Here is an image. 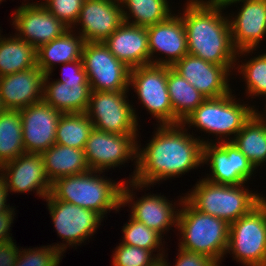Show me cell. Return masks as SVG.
<instances>
[{
    "label": "cell",
    "instance_id": "cell-1",
    "mask_svg": "<svg viewBox=\"0 0 266 266\" xmlns=\"http://www.w3.org/2000/svg\"><path fill=\"white\" fill-rule=\"evenodd\" d=\"M184 127L181 123L159 125L145 148L137 145L136 168L129 181L150 187L204 165L203 144L214 141L200 140Z\"/></svg>",
    "mask_w": 266,
    "mask_h": 266
},
{
    "label": "cell",
    "instance_id": "cell-2",
    "mask_svg": "<svg viewBox=\"0 0 266 266\" xmlns=\"http://www.w3.org/2000/svg\"><path fill=\"white\" fill-rule=\"evenodd\" d=\"M185 7L179 16L186 30L188 54L232 72L238 60L237 50L232 43L229 18L222 13V2L188 0Z\"/></svg>",
    "mask_w": 266,
    "mask_h": 266
},
{
    "label": "cell",
    "instance_id": "cell-3",
    "mask_svg": "<svg viewBox=\"0 0 266 266\" xmlns=\"http://www.w3.org/2000/svg\"><path fill=\"white\" fill-rule=\"evenodd\" d=\"M102 173L103 171L89 170L61 177L51 184L50 194L59 201L93 210L104 218L111 210L118 211L122 207L124 181L106 179L100 176Z\"/></svg>",
    "mask_w": 266,
    "mask_h": 266
},
{
    "label": "cell",
    "instance_id": "cell-4",
    "mask_svg": "<svg viewBox=\"0 0 266 266\" xmlns=\"http://www.w3.org/2000/svg\"><path fill=\"white\" fill-rule=\"evenodd\" d=\"M178 206L182 208L178 210L176 227L182 237L178 247L204 254L219 265L228 247L229 224L198 211L184 196L180 198Z\"/></svg>",
    "mask_w": 266,
    "mask_h": 266
},
{
    "label": "cell",
    "instance_id": "cell-5",
    "mask_svg": "<svg viewBox=\"0 0 266 266\" xmlns=\"http://www.w3.org/2000/svg\"><path fill=\"white\" fill-rule=\"evenodd\" d=\"M245 184H216L204 178L184 198L198 211L231 224L248 214L264 199L261 194L245 188Z\"/></svg>",
    "mask_w": 266,
    "mask_h": 266
},
{
    "label": "cell",
    "instance_id": "cell-6",
    "mask_svg": "<svg viewBox=\"0 0 266 266\" xmlns=\"http://www.w3.org/2000/svg\"><path fill=\"white\" fill-rule=\"evenodd\" d=\"M235 98L232 92L218 98H206L181 124L219 136L217 143L232 141L258 111L254 106L237 102ZM230 135L234 136L229 138Z\"/></svg>",
    "mask_w": 266,
    "mask_h": 266
},
{
    "label": "cell",
    "instance_id": "cell-7",
    "mask_svg": "<svg viewBox=\"0 0 266 266\" xmlns=\"http://www.w3.org/2000/svg\"><path fill=\"white\" fill-rule=\"evenodd\" d=\"M227 253L245 266H266V197L229 224Z\"/></svg>",
    "mask_w": 266,
    "mask_h": 266
},
{
    "label": "cell",
    "instance_id": "cell-8",
    "mask_svg": "<svg viewBox=\"0 0 266 266\" xmlns=\"http://www.w3.org/2000/svg\"><path fill=\"white\" fill-rule=\"evenodd\" d=\"M128 92L91 91L86 114L95 129L115 134H138V116L127 100Z\"/></svg>",
    "mask_w": 266,
    "mask_h": 266
},
{
    "label": "cell",
    "instance_id": "cell-9",
    "mask_svg": "<svg viewBox=\"0 0 266 266\" xmlns=\"http://www.w3.org/2000/svg\"><path fill=\"white\" fill-rule=\"evenodd\" d=\"M45 200L57 234L66 242L53 245L61 253L66 251L67 246L76 247L88 240L103 220L95 211L59 201L50 193Z\"/></svg>",
    "mask_w": 266,
    "mask_h": 266
},
{
    "label": "cell",
    "instance_id": "cell-10",
    "mask_svg": "<svg viewBox=\"0 0 266 266\" xmlns=\"http://www.w3.org/2000/svg\"><path fill=\"white\" fill-rule=\"evenodd\" d=\"M159 125H173V108L167 86V66L146 65L130 70L129 87Z\"/></svg>",
    "mask_w": 266,
    "mask_h": 266
},
{
    "label": "cell",
    "instance_id": "cell-11",
    "mask_svg": "<svg viewBox=\"0 0 266 266\" xmlns=\"http://www.w3.org/2000/svg\"><path fill=\"white\" fill-rule=\"evenodd\" d=\"M82 60L91 91H129L131 69L104 42H85Z\"/></svg>",
    "mask_w": 266,
    "mask_h": 266
},
{
    "label": "cell",
    "instance_id": "cell-12",
    "mask_svg": "<svg viewBox=\"0 0 266 266\" xmlns=\"http://www.w3.org/2000/svg\"><path fill=\"white\" fill-rule=\"evenodd\" d=\"M138 135L108 133L93 128L84 147L89 169L105 172V169L125 164L128 159L137 163Z\"/></svg>",
    "mask_w": 266,
    "mask_h": 266
},
{
    "label": "cell",
    "instance_id": "cell-13",
    "mask_svg": "<svg viewBox=\"0 0 266 266\" xmlns=\"http://www.w3.org/2000/svg\"><path fill=\"white\" fill-rule=\"evenodd\" d=\"M203 164L210 166L212 174L205 179L223 185H242L256 170L232 141L203 144Z\"/></svg>",
    "mask_w": 266,
    "mask_h": 266
},
{
    "label": "cell",
    "instance_id": "cell-14",
    "mask_svg": "<svg viewBox=\"0 0 266 266\" xmlns=\"http://www.w3.org/2000/svg\"><path fill=\"white\" fill-rule=\"evenodd\" d=\"M224 7L233 3L242 4L236 16L229 15L231 38L237 56L253 53L266 36V1L264 0H220ZM240 54V55H239Z\"/></svg>",
    "mask_w": 266,
    "mask_h": 266
},
{
    "label": "cell",
    "instance_id": "cell-15",
    "mask_svg": "<svg viewBox=\"0 0 266 266\" xmlns=\"http://www.w3.org/2000/svg\"><path fill=\"white\" fill-rule=\"evenodd\" d=\"M129 184V186H128ZM132 190H130V188ZM134 189L143 190V188L148 186L138 184L134 181L127 180L124 182L122 187V207L127 204L131 208V217L135 220L143 223L148 228L158 232L161 236L166 233L173 225L177 227L178 210L175 209V204L173 206L172 201L168 200L165 196L161 194H148L135 200V195L133 193ZM132 191V192H131ZM171 202V203H170ZM129 203V204H128ZM177 210V211H176ZM166 231V232H165Z\"/></svg>",
    "mask_w": 266,
    "mask_h": 266
},
{
    "label": "cell",
    "instance_id": "cell-16",
    "mask_svg": "<svg viewBox=\"0 0 266 266\" xmlns=\"http://www.w3.org/2000/svg\"><path fill=\"white\" fill-rule=\"evenodd\" d=\"M12 25L16 35L36 50L62 36L69 28L52 15L42 3H22L15 10Z\"/></svg>",
    "mask_w": 266,
    "mask_h": 266
},
{
    "label": "cell",
    "instance_id": "cell-17",
    "mask_svg": "<svg viewBox=\"0 0 266 266\" xmlns=\"http://www.w3.org/2000/svg\"><path fill=\"white\" fill-rule=\"evenodd\" d=\"M0 177L8 192L26 193L36 191L45 199L51 191L41 153H23L0 166Z\"/></svg>",
    "mask_w": 266,
    "mask_h": 266
},
{
    "label": "cell",
    "instance_id": "cell-18",
    "mask_svg": "<svg viewBox=\"0 0 266 266\" xmlns=\"http://www.w3.org/2000/svg\"><path fill=\"white\" fill-rule=\"evenodd\" d=\"M20 114L26 153H42L55 144L56 129L62 113L41 100L20 109Z\"/></svg>",
    "mask_w": 266,
    "mask_h": 266
},
{
    "label": "cell",
    "instance_id": "cell-19",
    "mask_svg": "<svg viewBox=\"0 0 266 266\" xmlns=\"http://www.w3.org/2000/svg\"><path fill=\"white\" fill-rule=\"evenodd\" d=\"M175 15V16H174ZM147 28L150 64L172 67L188 54L187 35L182 18L172 14L167 20ZM156 52L165 54L156 58ZM153 57V58H152ZM154 57L156 58L154 60Z\"/></svg>",
    "mask_w": 266,
    "mask_h": 266
},
{
    "label": "cell",
    "instance_id": "cell-20",
    "mask_svg": "<svg viewBox=\"0 0 266 266\" xmlns=\"http://www.w3.org/2000/svg\"><path fill=\"white\" fill-rule=\"evenodd\" d=\"M172 68L206 98H218L232 92L228 83L231 72L224 66L187 54Z\"/></svg>",
    "mask_w": 266,
    "mask_h": 266
},
{
    "label": "cell",
    "instance_id": "cell-21",
    "mask_svg": "<svg viewBox=\"0 0 266 266\" xmlns=\"http://www.w3.org/2000/svg\"><path fill=\"white\" fill-rule=\"evenodd\" d=\"M123 22L119 0H84L75 25L85 42H104Z\"/></svg>",
    "mask_w": 266,
    "mask_h": 266
},
{
    "label": "cell",
    "instance_id": "cell-22",
    "mask_svg": "<svg viewBox=\"0 0 266 266\" xmlns=\"http://www.w3.org/2000/svg\"><path fill=\"white\" fill-rule=\"evenodd\" d=\"M45 74L32 67L0 77V98L6 110H20L43 100Z\"/></svg>",
    "mask_w": 266,
    "mask_h": 266
},
{
    "label": "cell",
    "instance_id": "cell-23",
    "mask_svg": "<svg viewBox=\"0 0 266 266\" xmlns=\"http://www.w3.org/2000/svg\"><path fill=\"white\" fill-rule=\"evenodd\" d=\"M104 44L130 69L150 65L147 28L123 22Z\"/></svg>",
    "mask_w": 266,
    "mask_h": 266
},
{
    "label": "cell",
    "instance_id": "cell-24",
    "mask_svg": "<svg viewBox=\"0 0 266 266\" xmlns=\"http://www.w3.org/2000/svg\"><path fill=\"white\" fill-rule=\"evenodd\" d=\"M50 76L43 79V100L62 114L86 112L91 94L89 82H49Z\"/></svg>",
    "mask_w": 266,
    "mask_h": 266
},
{
    "label": "cell",
    "instance_id": "cell-25",
    "mask_svg": "<svg viewBox=\"0 0 266 266\" xmlns=\"http://www.w3.org/2000/svg\"><path fill=\"white\" fill-rule=\"evenodd\" d=\"M73 29H68L62 36L41 45L36 50L37 67L45 74H51L53 67L82 59L85 44L83 37ZM76 34V35H75ZM79 35V36H78Z\"/></svg>",
    "mask_w": 266,
    "mask_h": 266
},
{
    "label": "cell",
    "instance_id": "cell-26",
    "mask_svg": "<svg viewBox=\"0 0 266 266\" xmlns=\"http://www.w3.org/2000/svg\"><path fill=\"white\" fill-rule=\"evenodd\" d=\"M46 176L52 184L55 180L88 172L84 149L53 144L41 153Z\"/></svg>",
    "mask_w": 266,
    "mask_h": 266
},
{
    "label": "cell",
    "instance_id": "cell-27",
    "mask_svg": "<svg viewBox=\"0 0 266 266\" xmlns=\"http://www.w3.org/2000/svg\"><path fill=\"white\" fill-rule=\"evenodd\" d=\"M234 145L257 169L266 162V116L255 112L233 138Z\"/></svg>",
    "mask_w": 266,
    "mask_h": 266
},
{
    "label": "cell",
    "instance_id": "cell-28",
    "mask_svg": "<svg viewBox=\"0 0 266 266\" xmlns=\"http://www.w3.org/2000/svg\"><path fill=\"white\" fill-rule=\"evenodd\" d=\"M167 86L173 108V125L182 123L206 99L170 66H167Z\"/></svg>",
    "mask_w": 266,
    "mask_h": 266
},
{
    "label": "cell",
    "instance_id": "cell-29",
    "mask_svg": "<svg viewBox=\"0 0 266 266\" xmlns=\"http://www.w3.org/2000/svg\"><path fill=\"white\" fill-rule=\"evenodd\" d=\"M37 67L36 49L16 34H0V77Z\"/></svg>",
    "mask_w": 266,
    "mask_h": 266
},
{
    "label": "cell",
    "instance_id": "cell-30",
    "mask_svg": "<svg viewBox=\"0 0 266 266\" xmlns=\"http://www.w3.org/2000/svg\"><path fill=\"white\" fill-rule=\"evenodd\" d=\"M119 1L122 5L123 21L131 25L148 27L150 25L161 23L172 15V10L170 9L169 1L167 0ZM132 17L134 20H129Z\"/></svg>",
    "mask_w": 266,
    "mask_h": 266
},
{
    "label": "cell",
    "instance_id": "cell-31",
    "mask_svg": "<svg viewBox=\"0 0 266 266\" xmlns=\"http://www.w3.org/2000/svg\"><path fill=\"white\" fill-rule=\"evenodd\" d=\"M25 153L20 110L0 114V166Z\"/></svg>",
    "mask_w": 266,
    "mask_h": 266
},
{
    "label": "cell",
    "instance_id": "cell-32",
    "mask_svg": "<svg viewBox=\"0 0 266 266\" xmlns=\"http://www.w3.org/2000/svg\"><path fill=\"white\" fill-rule=\"evenodd\" d=\"M93 128V123L86 112L61 114L56 129L55 143L84 149Z\"/></svg>",
    "mask_w": 266,
    "mask_h": 266
},
{
    "label": "cell",
    "instance_id": "cell-33",
    "mask_svg": "<svg viewBox=\"0 0 266 266\" xmlns=\"http://www.w3.org/2000/svg\"><path fill=\"white\" fill-rule=\"evenodd\" d=\"M122 231L123 240L121 243L147 249L152 252L159 250L160 253H165L164 250H162L164 249L162 244L163 236H161L158 232L148 228L143 223L135 220L131 216L129 222L123 226ZM160 247L162 249H160Z\"/></svg>",
    "mask_w": 266,
    "mask_h": 266
},
{
    "label": "cell",
    "instance_id": "cell-34",
    "mask_svg": "<svg viewBox=\"0 0 266 266\" xmlns=\"http://www.w3.org/2000/svg\"><path fill=\"white\" fill-rule=\"evenodd\" d=\"M237 65L238 73L242 74L245 79V91L248 97L263 96L266 98V53Z\"/></svg>",
    "mask_w": 266,
    "mask_h": 266
},
{
    "label": "cell",
    "instance_id": "cell-35",
    "mask_svg": "<svg viewBox=\"0 0 266 266\" xmlns=\"http://www.w3.org/2000/svg\"><path fill=\"white\" fill-rule=\"evenodd\" d=\"M152 251L135 246L119 243L113 253V266H153L165 254H153ZM156 255V256H155Z\"/></svg>",
    "mask_w": 266,
    "mask_h": 266
},
{
    "label": "cell",
    "instance_id": "cell-36",
    "mask_svg": "<svg viewBox=\"0 0 266 266\" xmlns=\"http://www.w3.org/2000/svg\"><path fill=\"white\" fill-rule=\"evenodd\" d=\"M20 250L14 266H59L63 255L53 245Z\"/></svg>",
    "mask_w": 266,
    "mask_h": 266
},
{
    "label": "cell",
    "instance_id": "cell-37",
    "mask_svg": "<svg viewBox=\"0 0 266 266\" xmlns=\"http://www.w3.org/2000/svg\"><path fill=\"white\" fill-rule=\"evenodd\" d=\"M42 5L69 29H74L84 0H43ZM74 25V26H73Z\"/></svg>",
    "mask_w": 266,
    "mask_h": 266
},
{
    "label": "cell",
    "instance_id": "cell-38",
    "mask_svg": "<svg viewBox=\"0 0 266 266\" xmlns=\"http://www.w3.org/2000/svg\"><path fill=\"white\" fill-rule=\"evenodd\" d=\"M178 255L175 262V266H220L210 257L201 254L190 252L179 247ZM166 255L163 257L165 259V266H171L167 263Z\"/></svg>",
    "mask_w": 266,
    "mask_h": 266
},
{
    "label": "cell",
    "instance_id": "cell-39",
    "mask_svg": "<svg viewBox=\"0 0 266 266\" xmlns=\"http://www.w3.org/2000/svg\"><path fill=\"white\" fill-rule=\"evenodd\" d=\"M62 66L63 67H61L62 68L61 74H62L63 78L61 77L60 79H56V81L61 82V83L88 82L87 74L85 72L82 59L75 60V61L68 62V63H64V64H62ZM69 67L71 68L70 71H69Z\"/></svg>",
    "mask_w": 266,
    "mask_h": 266
},
{
    "label": "cell",
    "instance_id": "cell-40",
    "mask_svg": "<svg viewBox=\"0 0 266 266\" xmlns=\"http://www.w3.org/2000/svg\"><path fill=\"white\" fill-rule=\"evenodd\" d=\"M19 250L14 240L0 244V266H14Z\"/></svg>",
    "mask_w": 266,
    "mask_h": 266
},
{
    "label": "cell",
    "instance_id": "cell-41",
    "mask_svg": "<svg viewBox=\"0 0 266 266\" xmlns=\"http://www.w3.org/2000/svg\"><path fill=\"white\" fill-rule=\"evenodd\" d=\"M15 208L12 206L9 210L0 212V244L12 240V234L10 236V227L14 220ZM15 213V214H14Z\"/></svg>",
    "mask_w": 266,
    "mask_h": 266
},
{
    "label": "cell",
    "instance_id": "cell-42",
    "mask_svg": "<svg viewBox=\"0 0 266 266\" xmlns=\"http://www.w3.org/2000/svg\"><path fill=\"white\" fill-rule=\"evenodd\" d=\"M8 195L9 193L7 191L5 182L0 177V212L9 210L11 208L9 204H7L6 202L8 200L7 199Z\"/></svg>",
    "mask_w": 266,
    "mask_h": 266
},
{
    "label": "cell",
    "instance_id": "cell-43",
    "mask_svg": "<svg viewBox=\"0 0 266 266\" xmlns=\"http://www.w3.org/2000/svg\"><path fill=\"white\" fill-rule=\"evenodd\" d=\"M153 266H165V259H160L157 263H155Z\"/></svg>",
    "mask_w": 266,
    "mask_h": 266
},
{
    "label": "cell",
    "instance_id": "cell-44",
    "mask_svg": "<svg viewBox=\"0 0 266 266\" xmlns=\"http://www.w3.org/2000/svg\"><path fill=\"white\" fill-rule=\"evenodd\" d=\"M6 109L4 108L1 98H0V114H2Z\"/></svg>",
    "mask_w": 266,
    "mask_h": 266
}]
</instances>
